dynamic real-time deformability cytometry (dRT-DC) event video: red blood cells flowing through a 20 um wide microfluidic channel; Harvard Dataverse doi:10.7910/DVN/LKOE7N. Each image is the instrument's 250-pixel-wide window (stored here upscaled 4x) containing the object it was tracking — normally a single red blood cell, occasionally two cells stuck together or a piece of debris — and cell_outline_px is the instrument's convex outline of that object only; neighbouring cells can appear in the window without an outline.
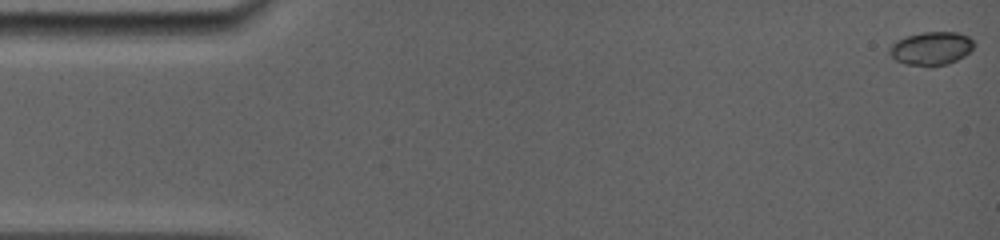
{"species": "common noctule bat (a hibernating species)", "species_latin": "Nyctalus noctula", "temperature_condition": "room temperature", "stored_images_in_passage": 56, "camera_frame_rate_fps": 5000, "um_per_image_px": 0.085, "animal": {"sex": "female", "body_mass_g": 19.0, "forearm_length_mm": 56.7}, "frame": {"image": 1, "passage_image": 1, "time_ms": 0.0, "image_size_px": [1000, 240], "cell_outline_px": [[976, 44], [964, 56], [948, 64], [928, 68], [904, 64], [896, 60], [888, 52], [888, 48], [896, 40], [908, 36], [924, 32], [956, 32], [968, 36]], "centroid_in_image_um": [79.14, 4.14], "position_along_channel_um": 5.9, "area_um2": 16.65}}
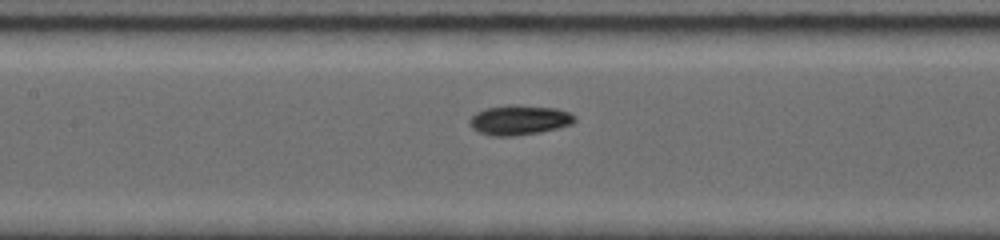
{"frame": {"image": 2, "passage_image": 32, "time_ms": 7.4, "image_size_px": [1000, 240], "cell_outline_px": [[576, 120], [572, 124], [540, 132], [512, 136], [492, 136], [480, 132], [472, 128], [468, 124], [468, 120], [476, 112], [484, 108], [512, 104], [516, 104], [556, 108], [568, 112], [576, 116]], "centroid_in_image_um": [44.11, 10.19], "position_along_channel_um": 163.3, "area_um2": 18.38}}
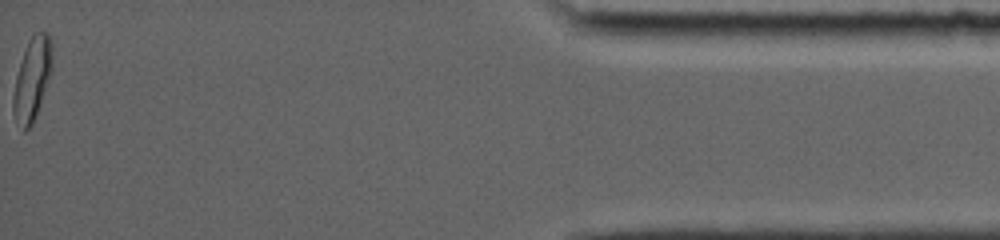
{"frame": {"image": 3, "passage_image": 56, "time_ms": 16.2, "image_size_px": [1000, 240], "cell_outline_px": [[52, 68], [36, 116], [32, 124], [24, 132], [12, 112], [12, 96], [16, 76], [28, 40], [36, 32], [48, 32], [52, 44]], "centroid_in_image_um": [2.73, 6.7], "position_along_channel_um": 432.5, "area_um2": 18.61}, "authors_computed_cell_mechanics": {"area_um2": 17.34, "velocity_mm_per_s": 3.9098, "shape_relaxation_time_tau1_ms": 3.6741, "shape_relaxation_time_tau2_ms": 5.0887, "deformation_change_tau1": 0.1388, "deformation_change_tau2": 0.0581}}